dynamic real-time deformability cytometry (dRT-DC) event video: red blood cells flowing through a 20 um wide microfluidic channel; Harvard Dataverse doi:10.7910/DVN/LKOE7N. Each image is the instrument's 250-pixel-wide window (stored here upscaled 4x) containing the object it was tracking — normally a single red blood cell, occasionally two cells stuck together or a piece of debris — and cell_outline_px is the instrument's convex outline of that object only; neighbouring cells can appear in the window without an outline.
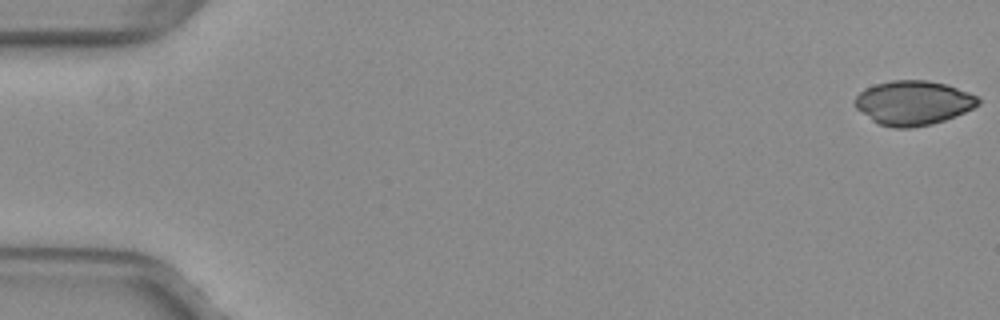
{"species": "common noctule bat (a hibernating species)", "species_latin": "Nyctalus noctula", "temperature_condition": "warm", "stored_images_in_passage": 13, "camera_frame_rate_fps": 3000, "um_per_image_px": 0.085, "animal": {"sex": "female", "body_mass_g": 29.2, "forearm_length_mm": 56.3}, "frame": {"image": 1, "passage_image": 1, "time_ms": 0.0, "image_size_px": [1000, 320], "cell_outline_px": [[980, 104], [956, 116], [932, 124], [912, 128], [892, 128], [880, 124], [872, 120], [856, 108], [852, 104], [852, 100], [864, 88], [876, 84], [892, 80], [928, 80], [948, 84], [968, 92], [976, 96], [980, 100]], "centroid_in_image_um": [77.6, 8.74], "position_along_channel_um": 7.4, "area_um2": 32.08}}